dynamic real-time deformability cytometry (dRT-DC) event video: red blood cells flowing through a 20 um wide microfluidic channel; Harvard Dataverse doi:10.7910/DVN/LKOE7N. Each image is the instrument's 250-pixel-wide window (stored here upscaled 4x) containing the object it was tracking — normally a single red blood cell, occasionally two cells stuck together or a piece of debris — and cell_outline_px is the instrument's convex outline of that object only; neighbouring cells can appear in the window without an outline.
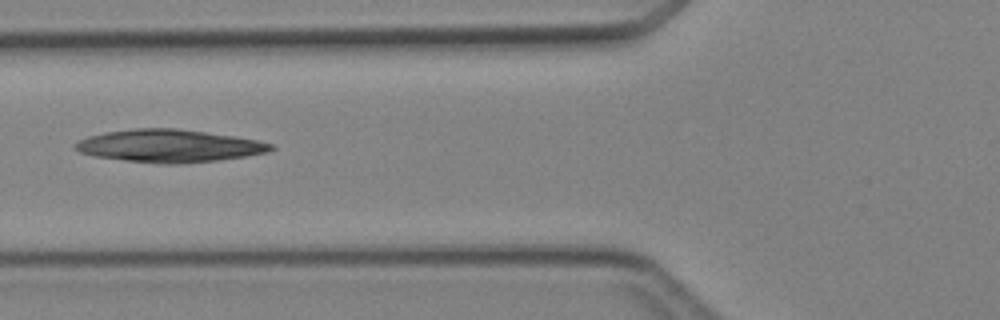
{"species": "Egyptian fruit bat (a non-hibernating species)", "species_latin": "Rousettus aegyptiacus", "temperature_condition": "cold", "stored_images_in_passage": 6, "camera_frame_rate_fps": 3000, "um_per_image_px": 0.085, "animal": {"sex": "female"}, "frame": {"image": 1, "passage_image": 6, "time_ms": 5.667, "image_size_px": [1000, 320], "cell_outline_px": [[276, 148], [268, 152], [244, 156], [216, 160], [180, 164], [160, 164], [124, 160], [92, 156], [80, 152], [72, 148], [72, 144], [88, 136], [104, 132], [132, 128], [176, 128], [232, 136], [256, 140], [272, 144]], "centroid_in_image_um": [14.3, 12.4], "position_along_channel_um": 111.5, "area_um2": 37.22}}